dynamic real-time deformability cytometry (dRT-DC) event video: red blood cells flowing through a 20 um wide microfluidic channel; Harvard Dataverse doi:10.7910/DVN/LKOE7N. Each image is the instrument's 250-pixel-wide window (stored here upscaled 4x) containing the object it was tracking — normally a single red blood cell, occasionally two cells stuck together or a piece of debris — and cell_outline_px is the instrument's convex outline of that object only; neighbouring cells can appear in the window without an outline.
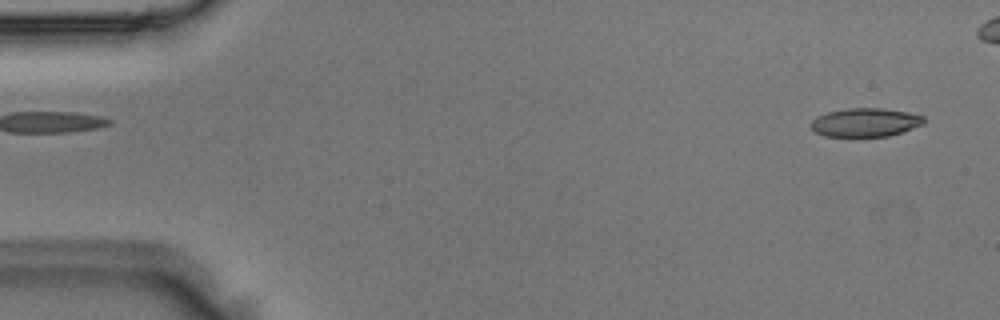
{"species": "Egyptian fruit bat (a non-hibernating species)", "species_latin": "Rousettus aegyptiacus", "temperature_condition": "room temperature", "stored_images_in_passage": 4, "segment_of_instrument_passage": [2, 2], "camera_frame_rate_fps": 3000, "um_per_image_px": 0.085, "animal": {"sex": "male"}, "frame": {"image": 1, "passage_image": 4, "time_ms": 1.0, "image_size_px": [1000, 320], "cell_outline_px": [[924, 124], [888, 136], [824, 136], [816, 132], [808, 124], [816, 116], [828, 112], [848, 108], [884, 108], [908, 112], [924, 116]], "centroid_in_image_um": [73.53, 10.39], "position_along_channel_um": 11.5, "area_um2": 18.79}}